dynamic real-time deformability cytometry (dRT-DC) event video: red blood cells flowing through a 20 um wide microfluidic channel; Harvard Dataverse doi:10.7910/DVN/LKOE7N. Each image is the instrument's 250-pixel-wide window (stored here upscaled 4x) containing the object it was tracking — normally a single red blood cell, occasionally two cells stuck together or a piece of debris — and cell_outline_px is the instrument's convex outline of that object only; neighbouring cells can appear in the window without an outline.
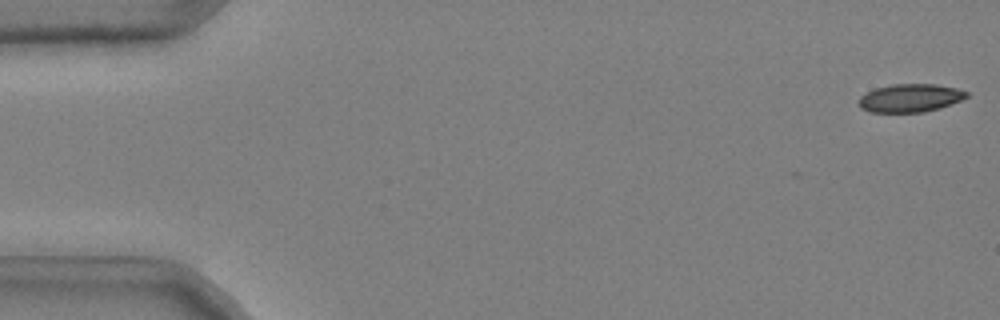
{"species": "common noctule bat (a hibernating species)", "species_latin": "Nyctalus noctula", "temperature_condition": "cold", "stored_images_in_passage": 9, "camera_frame_rate_fps": 3000, "um_per_image_px": 0.085, "animal": {"sex": "male", "body_mass_g": 20.4}, "frame": {"image": 1, "passage_image": 1, "time_ms": 0.0, "image_size_px": [1000, 320], "cell_outline_px": [[968, 96], [960, 100], [940, 108], [924, 112], [872, 112], [860, 108], [856, 100], [860, 96], [876, 88], [892, 84], [936, 84], [956, 88], [968, 92]], "centroid_in_image_um": [77.33, 8.33], "position_along_channel_um": 7.7, "area_um2": 17.69}}